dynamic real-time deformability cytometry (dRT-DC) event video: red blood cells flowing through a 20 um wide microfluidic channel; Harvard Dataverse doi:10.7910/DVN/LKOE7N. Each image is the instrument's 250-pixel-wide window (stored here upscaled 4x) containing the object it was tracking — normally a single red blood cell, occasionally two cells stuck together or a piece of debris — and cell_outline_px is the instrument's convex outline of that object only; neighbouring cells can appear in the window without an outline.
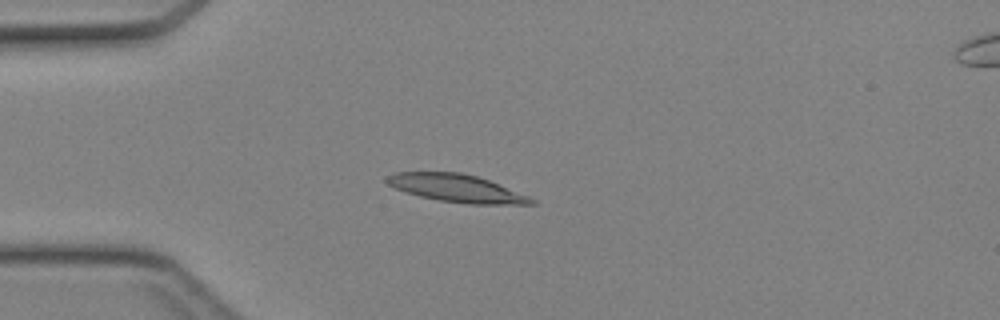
{"species": "Egyptian fruit bat (a non-hibernating species)", "species_latin": "Rousettus aegyptiacus", "temperature_condition": "cold", "stored_images_in_passage": 44, "camera_frame_rate_fps": 3000, "um_per_image_px": 0.085, "animal": {"sex": "female"}, "frame": {"image": 1, "passage_image": 12, "time_ms": 3.667, "image_size_px": [1000, 320], "cell_outline_px": [[536, 204], [468, 204], [440, 200], [420, 196], [396, 188], [388, 184], [384, 180], [384, 176], [392, 172], [460, 172], [476, 176], [488, 180], [528, 196], [536, 200]], "centroid_in_image_um": [38.76, 15.99], "position_along_channel_um": 46.2, "area_um2": 23.12}}
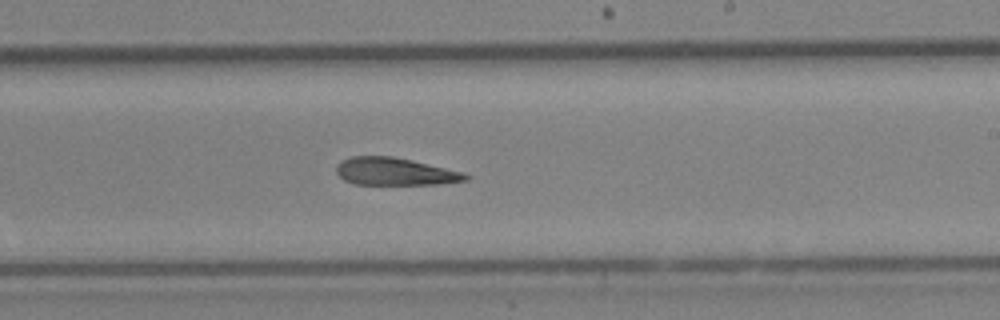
{"frame": {"image": 2, "passage_image": 27, "time_ms": 8.667, "image_size_px": [1000, 320], "cell_outline_px": [[468, 180], [440, 184], [352, 184], [344, 180], [336, 172], [336, 164], [340, 160], [352, 156], [392, 156], [412, 160], [460, 172], [468, 176]], "centroid_in_image_um": [33.48, 14.58], "position_along_channel_um": 255.5, "area_um2": 20.58}}
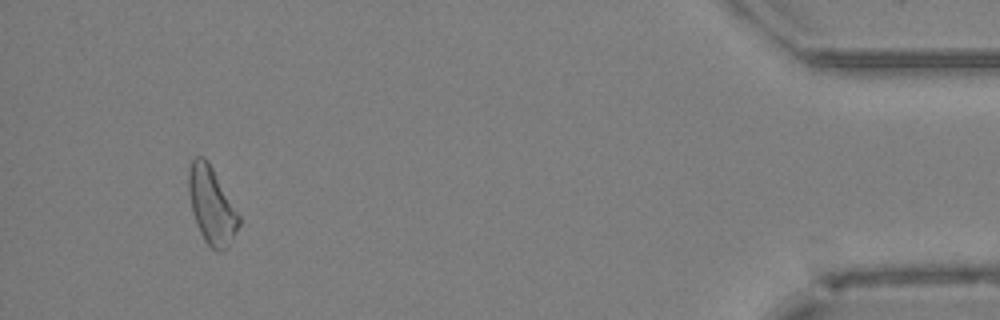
{"frame": {"image": 3, "passage_image": 42, "time_ms": 13.667, "image_size_px": [1000, 320], "cell_outline_px": [[240, 224], [228, 244], [220, 252], [216, 252], [204, 240], [200, 232], [192, 212], [188, 188], [188, 172], [192, 160], [196, 156], [204, 156], [208, 160], [240, 216]], "centroid_in_image_um": [17.97, 17.43], "position_along_channel_um": 417.2, "area_um2": 22.25}}